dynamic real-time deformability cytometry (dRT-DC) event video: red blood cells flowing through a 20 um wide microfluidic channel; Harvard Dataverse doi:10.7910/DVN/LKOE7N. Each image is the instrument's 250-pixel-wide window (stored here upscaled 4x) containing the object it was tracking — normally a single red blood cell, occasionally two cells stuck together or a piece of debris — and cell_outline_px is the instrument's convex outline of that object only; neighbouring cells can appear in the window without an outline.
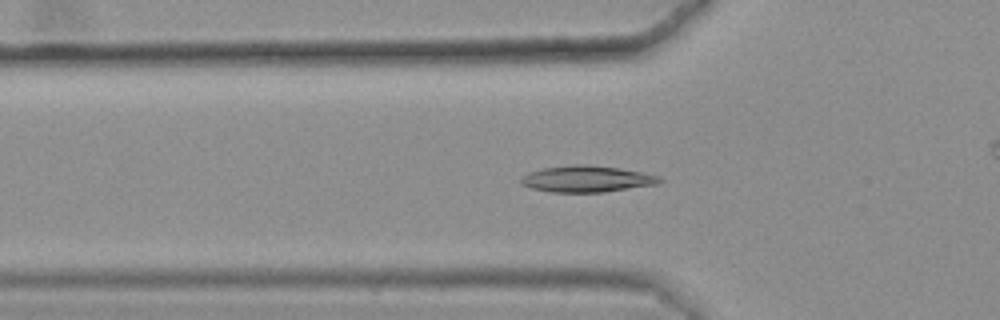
{"species": "common noctule bat (a hibernating species)", "species_latin": "Nyctalus noctula", "temperature_condition": "warm", "stored_images_in_passage": 47, "camera_frame_rate_fps": 3000, "um_per_image_px": 0.085, "animal": {"sex": "female", "body_mass_g": 25.1}, "frame": {"image": 1, "passage_image": 18, "time_ms": 5.667, "image_size_px": [1000, 320], "cell_outline_px": [[664, 180], [656, 184], [604, 192], [552, 192], [532, 188], [520, 184], [520, 180], [528, 172], [544, 168], [572, 164], [588, 164], [620, 168], [660, 176]], "centroid_in_image_um": [49.87, 15.2], "position_along_channel_um": 75.9, "area_um2": 21.27}}
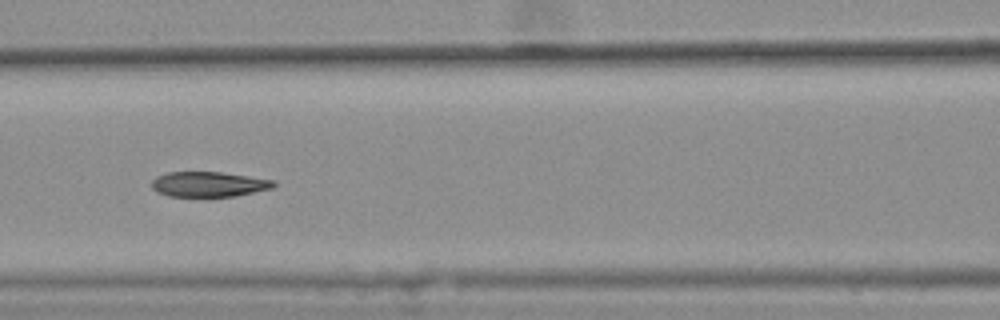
{"frame": {"image": 2, "passage_image": 24, "time_ms": 7.667, "image_size_px": [1000, 320], "cell_outline_px": [[276, 184], [272, 188], [236, 196], [168, 196], [156, 192], [152, 188], [152, 180], [156, 176], [168, 172], [220, 172], [276, 180]], "centroid_in_image_um": [17.73, 15.66], "position_along_channel_um": 148.9, "area_um2": 17.86}}
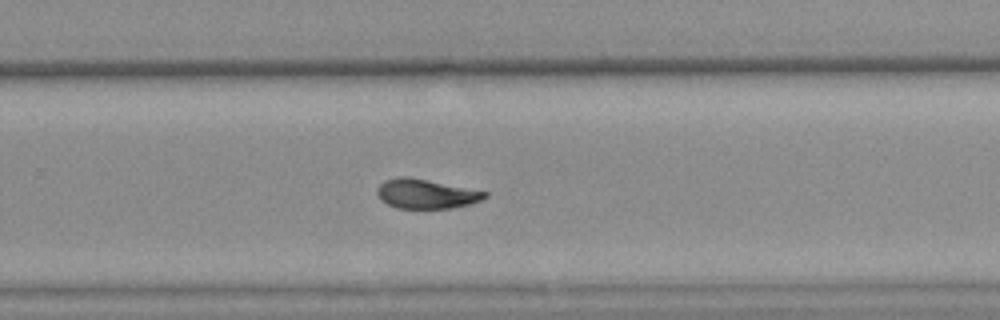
{"frame": {"image": 3, "passage_image": 36, "time_ms": 11.667, "image_size_px": [1000, 320], "cell_outline_px": [[488, 196], [480, 200], [468, 204], [452, 208], [396, 208], [380, 200], [376, 192], [376, 188], [384, 180], [400, 176], [408, 176], [488, 192]], "centroid_in_image_um": [36.16, 16.47], "position_along_channel_um": 293.6, "area_um2": 18.44}, "authors_computed_cell_mechanics": {"area_um2": 19.3052, "velocity_mm_per_s": 3.6251, "shape_relaxation_time_tau1_ms": 8.0822, "shape_relaxation_time_tau2_ms": 2.2982, "deformation_change_tau1": 0.2034, "deformation_change_tau2": 0.0629}}